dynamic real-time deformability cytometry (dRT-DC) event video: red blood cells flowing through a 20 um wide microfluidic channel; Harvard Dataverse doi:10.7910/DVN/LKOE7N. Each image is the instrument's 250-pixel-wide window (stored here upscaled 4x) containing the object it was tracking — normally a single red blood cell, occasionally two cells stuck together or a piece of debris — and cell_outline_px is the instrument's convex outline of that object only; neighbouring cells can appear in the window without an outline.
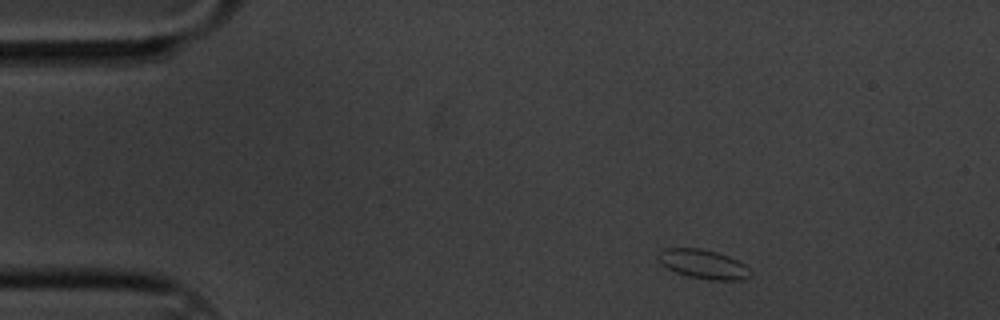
{"species": "common noctule bat (a hibernating species)", "species_latin": "Nyctalus noctula", "temperature_condition": "cold", "stored_images_in_passage": 3, "camera_frame_rate_fps": 3000, "um_per_image_px": 0.085, "animal": {"sex": "male", "body_mass_g": 20.1, "forearm_length_mm": 53.5}, "frame": {"image": 1, "passage_image": 1, "time_ms": 0.0, "image_size_px": [1000, 320], "cell_outline_px": [[752, 276], [740, 280], [708, 280], [688, 276], [676, 272], [660, 264], [660, 252], [664, 248], [700, 248], [716, 252], [728, 256], [744, 264], [752, 272]], "centroid_in_image_um": [59.81, 22.46], "position_along_channel_um": 25.2, "area_um2": 15.55}}